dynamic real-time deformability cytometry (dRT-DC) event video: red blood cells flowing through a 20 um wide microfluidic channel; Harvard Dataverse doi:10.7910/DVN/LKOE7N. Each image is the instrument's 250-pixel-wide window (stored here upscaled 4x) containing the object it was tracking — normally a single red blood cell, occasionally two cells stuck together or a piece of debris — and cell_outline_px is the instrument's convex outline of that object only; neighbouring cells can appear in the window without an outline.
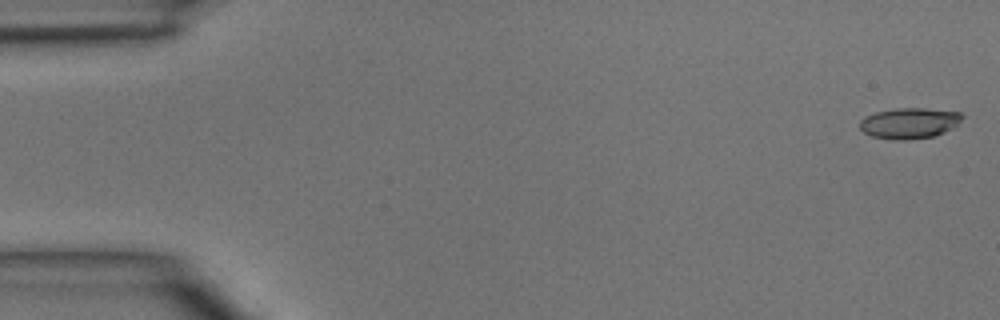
{"species": "common noctule bat (a hibernating species)", "species_latin": "Nyctalus noctula", "temperature_condition": "room temperature", "stored_images_in_passage": 44, "camera_frame_rate_fps": 3000, "um_per_image_px": 0.085, "animal": {"sex": "male", "body_mass_g": 15.6}, "frame": {"image": 1, "passage_image": 1, "time_ms": 0.0, "image_size_px": [1000, 320], "cell_outline_px": [[964, 116], [952, 128], [936, 136], [908, 140], [896, 140], [872, 136], [864, 132], [860, 128], [860, 120], [864, 116], [876, 112], [896, 108], [924, 108], [960, 112]], "centroid_in_image_um": [77.28, 10.47], "position_along_channel_um": 7.7, "area_um2": 18.38}}
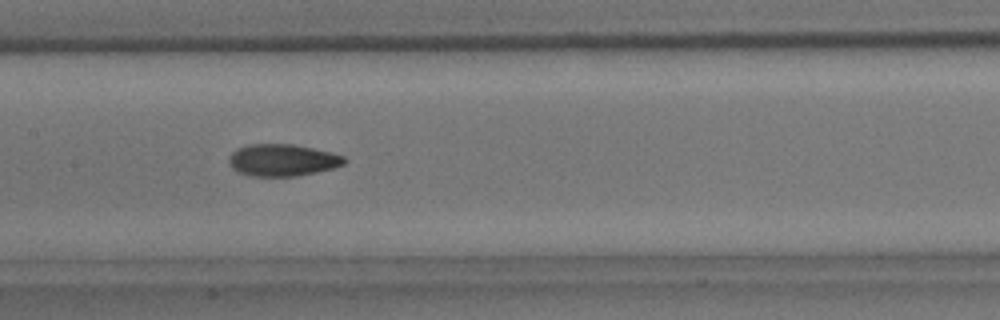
{"frame": {"image": 2, "passage_image": 20, "time_ms": 6.333, "image_size_px": [1000, 320], "cell_outline_px": [[348, 160], [344, 164], [332, 168], [316, 172], [296, 176], [252, 176], [236, 172], [228, 164], [228, 160], [232, 152], [236, 148], [248, 144], [292, 144], [332, 152], [344, 156]], "centroid_in_image_um": [23.98, 13.61], "position_along_channel_um": 183.4, "area_um2": 21.68}}
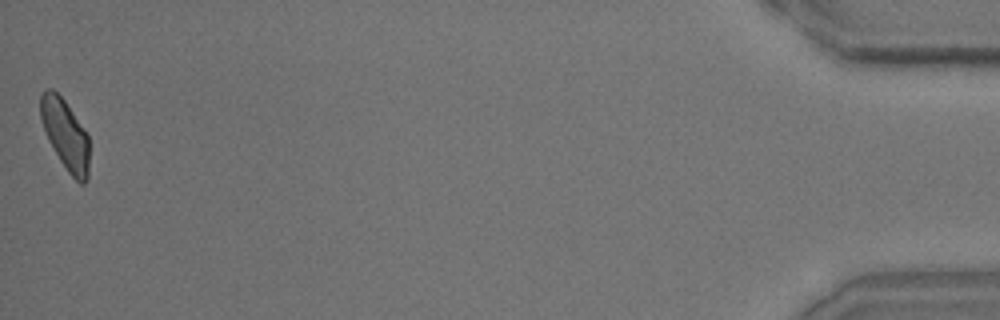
{"frame": {"image": 3, "passage_image": 44, "time_ms": 14.333, "image_size_px": [1000, 320], "cell_outline_px": [[88, 176], [84, 184], [80, 184], [68, 172], [60, 160], [48, 140], [40, 116], [40, 96], [44, 88], [52, 88], [64, 100], [88, 136]], "centroid_in_image_um": [5.53, 11.42], "position_along_channel_um": 429.7, "area_um2": 19.59}}